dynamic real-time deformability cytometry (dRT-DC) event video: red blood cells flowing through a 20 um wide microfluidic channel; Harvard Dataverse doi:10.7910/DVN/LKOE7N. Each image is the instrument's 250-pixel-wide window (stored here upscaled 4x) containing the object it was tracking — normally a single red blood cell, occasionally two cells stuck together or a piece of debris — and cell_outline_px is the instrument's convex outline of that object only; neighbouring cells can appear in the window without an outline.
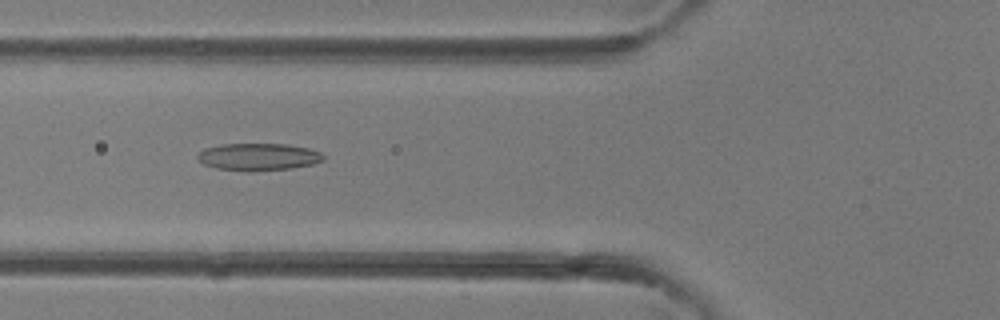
{"species": "common noctule bat (a hibernating species)", "species_latin": "Nyctalus noctula", "temperature_condition": "room temperature", "stored_images_in_passage": 33, "camera_frame_rate_fps": 3000, "um_per_image_px": 0.085, "animal": {"sex": "female"}, "frame": {"image": 1, "passage_image": 8, "time_ms": 2.333, "image_size_px": [1000, 320], "cell_outline_px": [[324, 160], [312, 164], [292, 168], [252, 172], [248, 172], [216, 168], [204, 164], [196, 156], [204, 148], [220, 144], [284, 144], [308, 148], [320, 152], [324, 156]], "centroid_in_image_um": [21.95, 13.34], "position_along_channel_um": 103.9, "area_um2": 20.06}}
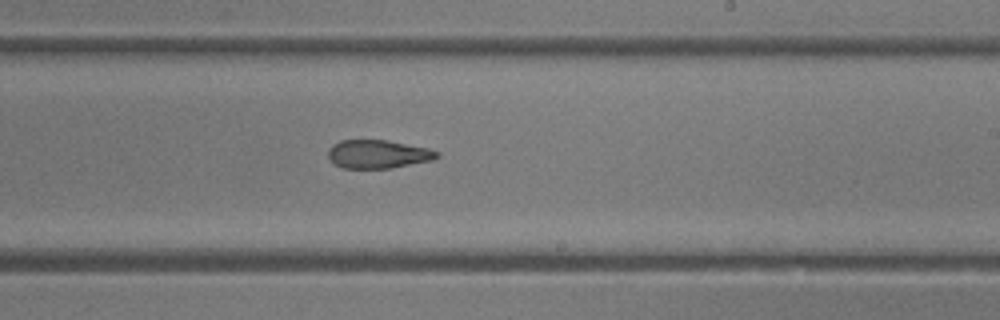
{"frame": {"image": 2, "passage_image": 17, "time_ms": 5.333, "image_size_px": [1000, 320], "cell_outline_px": [[440, 156], [432, 160], [392, 168], [344, 168], [328, 160], [328, 148], [332, 144], [340, 140], [388, 140], [428, 148], [440, 152]], "centroid_in_image_um": [32.12, 13.09], "position_along_channel_um": 256.9, "area_um2": 18.15}}
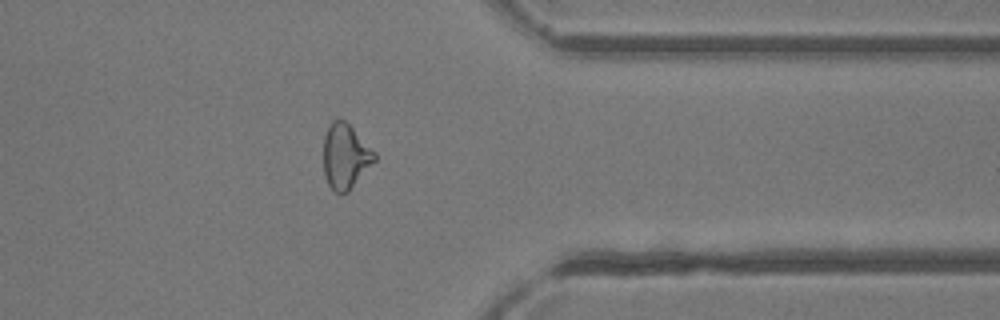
{"frame": {"image": 3, "passage_image": 25, "time_ms": 8.0, "image_size_px": [1000, 320], "cell_outline_px": [[376, 160], [348, 192], [336, 192], [328, 184], [324, 176], [324, 136], [332, 120], [340, 116], [376, 152]], "centroid_in_image_um": [29.36, 13.27], "position_along_channel_um": 382.0, "area_um2": 19.25}}